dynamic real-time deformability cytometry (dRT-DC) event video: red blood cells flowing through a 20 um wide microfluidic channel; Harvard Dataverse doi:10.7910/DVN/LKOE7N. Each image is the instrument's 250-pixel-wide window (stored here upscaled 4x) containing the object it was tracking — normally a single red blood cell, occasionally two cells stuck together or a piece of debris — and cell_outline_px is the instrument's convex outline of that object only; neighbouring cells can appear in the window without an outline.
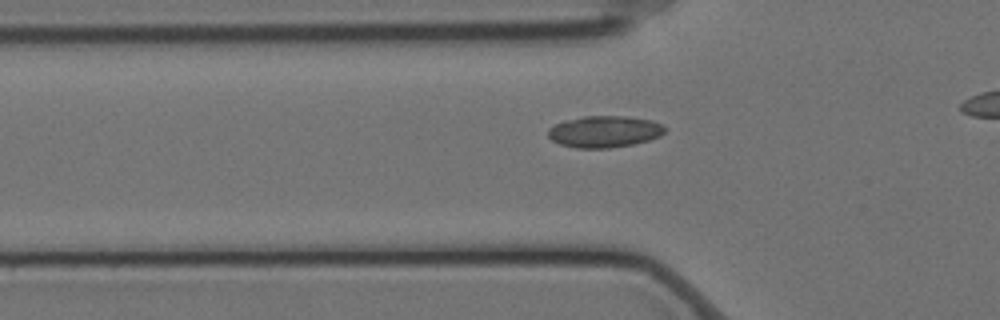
{"species": "Egyptian fruit bat (a non-hibernating species)", "species_latin": "Rousettus aegyptiacus", "temperature_condition": "cold", "stored_images_in_passage": 33, "camera_frame_rate_fps": 3000, "um_per_image_px": 0.085, "animal": {"sex": "female"}, "frame": {"image": 1, "passage_image": 5, "time_ms": 1.333, "image_size_px": [1000, 320], "cell_outline_px": [[664, 132], [660, 136], [648, 140], [632, 144], [608, 148], [576, 148], [560, 144], [552, 140], [548, 136], [548, 128], [564, 120], [584, 116], [628, 116], [652, 120], [664, 124]], "centroid_in_image_um": [51.37, 11.18], "position_along_channel_um": 74.4, "area_um2": 21.56}}
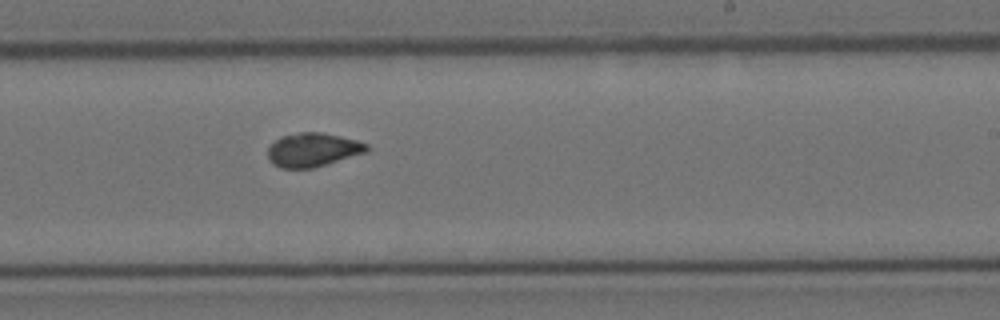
{"frame": {"image": 2, "passage_image": 21, "time_ms": 6.667, "image_size_px": [1000, 320], "cell_outline_px": [[368, 152], [312, 168], [280, 168], [272, 164], [268, 160], [268, 148], [280, 136], [300, 132], [320, 132], [340, 136], [356, 140], [368, 144]], "centroid_in_image_um": [26.58, 12.73], "position_along_channel_um": 262.4, "area_um2": 19.48}}
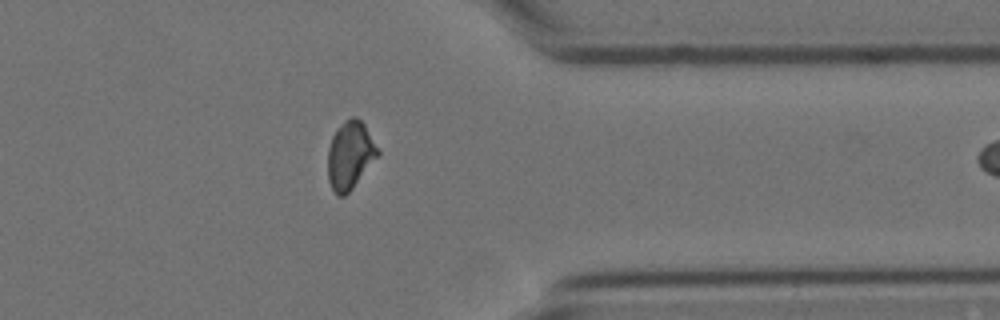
{"frame": {"image": 3, "passage_image": 32, "time_ms": 10.333, "image_size_px": [1000, 320], "cell_outline_px": [[380, 156], [352, 188], [344, 196], [336, 196], [328, 180], [328, 148], [332, 136], [336, 128], [344, 120], [352, 116], [356, 116], [364, 124], [380, 152]], "centroid_in_image_um": [29.76, 13.19], "position_along_channel_um": 381.6, "area_um2": 19.94}}